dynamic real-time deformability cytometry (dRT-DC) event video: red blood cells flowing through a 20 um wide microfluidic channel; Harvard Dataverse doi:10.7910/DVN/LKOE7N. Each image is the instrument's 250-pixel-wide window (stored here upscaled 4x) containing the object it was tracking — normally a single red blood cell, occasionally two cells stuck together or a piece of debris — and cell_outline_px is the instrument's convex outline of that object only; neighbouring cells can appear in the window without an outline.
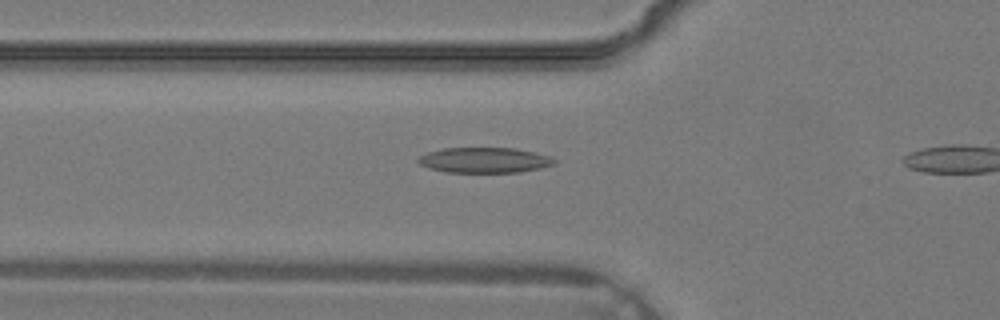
{"species": "common noctule bat (a hibernating species)", "species_latin": "Nyctalus noctula", "temperature_condition": "warm", "stored_images_in_passage": 3, "camera_frame_rate_fps": 3000, "um_per_image_px": 0.085, "animal": {"sex": "male", "body_mass_g": 19.2, "forearm_length_mm": 51.8}, "frame": {"image": 1, "passage_image": 2, "time_ms": 0.333, "image_size_px": [1000, 320], "cell_outline_px": [[556, 164], [540, 168], [520, 172], [444, 172], [428, 168], [420, 164], [416, 160], [420, 156], [428, 152], [444, 148], [516, 148], [548, 156], [556, 160]], "centroid_in_image_um": [41.16, 13.61], "position_along_channel_um": 84.6, "area_um2": 20.06}}